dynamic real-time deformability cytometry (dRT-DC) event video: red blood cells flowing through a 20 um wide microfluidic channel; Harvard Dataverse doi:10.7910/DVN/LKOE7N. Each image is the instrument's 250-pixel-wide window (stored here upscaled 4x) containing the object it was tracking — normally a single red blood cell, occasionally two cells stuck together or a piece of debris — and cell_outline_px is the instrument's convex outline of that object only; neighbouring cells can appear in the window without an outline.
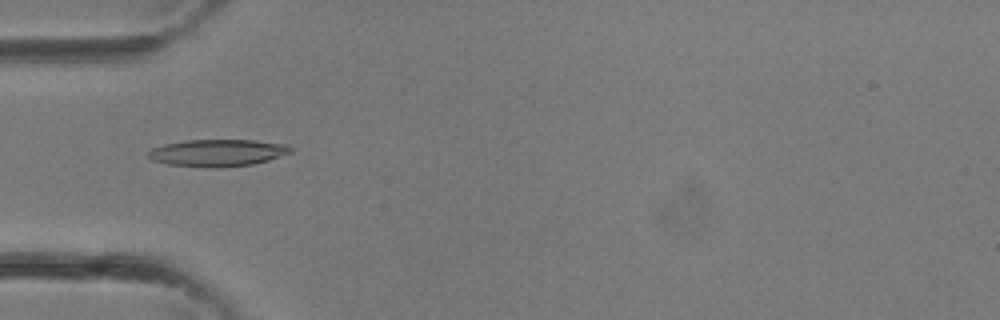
{"species": "common noctule bat (a hibernating species)", "species_latin": "Nyctalus noctula", "temperature_condition": "room temperature", "stored_images_in_passage": 3, "camera_frame_rate_fps": 3000, "um_per_image_px": 0.085, "animal": {"sex": "female"}, "frame": {"image": 1, "passage_image": 2, "time_ms": 0.333, "image_size_px": [1000, 320], "cell_outline_px": [[292, 152], [268, 160], [252, 164], [216, 168], [204, 168], [168, 164], [152, 160], [148, 156], [148, 152], [152, 148], [164, 144], [188, 140], [256, 140], [288, 144], [292, 148]], "centroid_in_image_um": [18.5, 12.99], "position_along_channel_um": 66.5, "area_um2": 22.54}}